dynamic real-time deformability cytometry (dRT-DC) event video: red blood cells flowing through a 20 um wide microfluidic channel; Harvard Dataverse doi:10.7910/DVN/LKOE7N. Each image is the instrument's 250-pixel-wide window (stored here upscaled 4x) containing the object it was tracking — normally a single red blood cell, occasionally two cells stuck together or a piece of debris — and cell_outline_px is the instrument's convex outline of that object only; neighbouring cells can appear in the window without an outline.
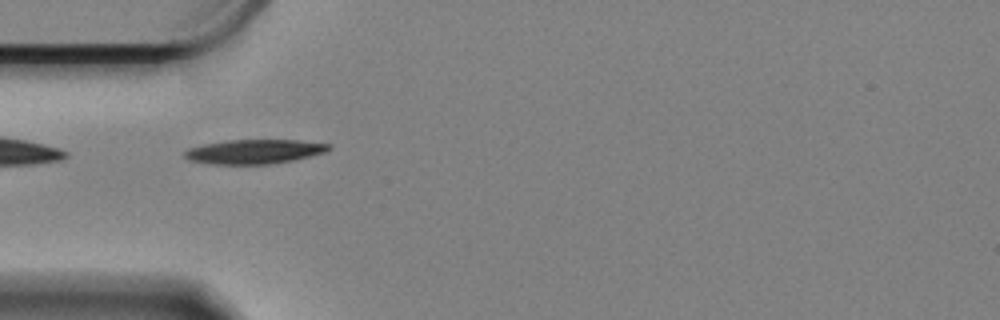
{"species": "Egyptian fruit bat (a non-hibernating species)", "species_latin": "Rousettus aegyptiacus", "temperature_condition": "cold", "stored_images_in_passage": 43, "camera_frame_rate_fps": 3000, "um_per_image_px": 0.085, "animal": {"sex": "female"}, "frame": {"image": 1, "passage_image": 1, "time_ms": 0.0, "image_size_px": [1000, 320], "cell_outline_px": [[332, 148], [324, 152], [292, 160], [268, 164], [216, 164], [192, 160], [184, 156], [184, 152], [188, 148], [204, 144], [224, 140], [300, 140], [332, 144]], "centroid_in_image_um": [21.64, 12.87], "position_along_channel_um": 63.4, "area_um2": 20.23}}
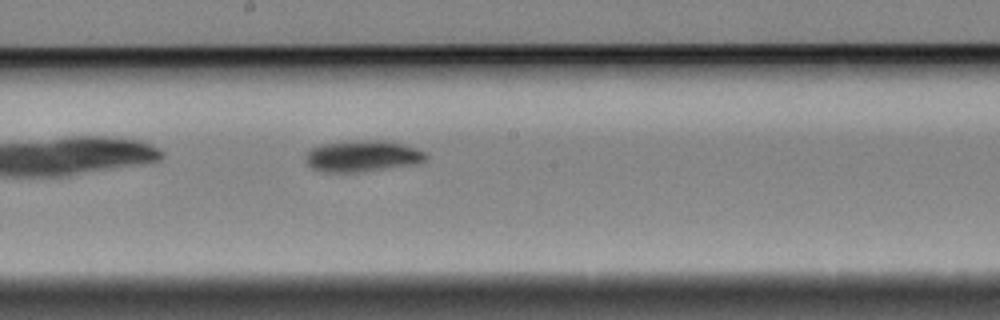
{"frame": {"image": 2, "passage_image": 15, "time_ms": 4.667, "image_size_px": [1000, 320], "cell_outline_px": [[428, 160], [420, 164], [360, 172], [324, 172], [312, 168], [308, 164], [308, 152], [312, 148], [320, 144], [356, 140], [388, 140], [416, 148], [424, 152], [428, 156]], "centroid_in_image_um": [30.9, 13.27], "position_along_channel_um": 217.3, "area_um2": 22.14}}
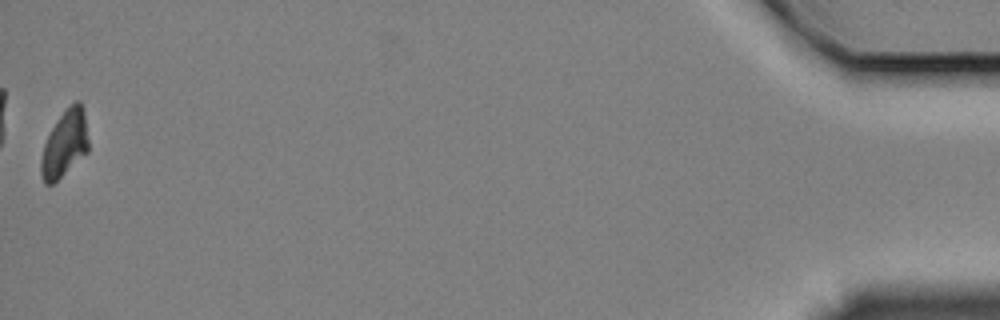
{"frame": {"image": 3, "passage_image": 43, "time_ms": 14.0, "image_size_px": [1000, 320], "cell_outline_px": [[88, 152], [52, 184], [44, 184], [40, 172], [40, 160], [44, 144], [52, 128], [64, 108], [76, 100], [80, 100], [84, 112], [88, 140]], "centroid_in_image_um": [5.49, 12.2], "position_along_channel_um": 429.7, "area_um2": 18.38}, "authors_computed_cell_mechanics": {"area_um2": 20.2878, "velocity_mm_per_s": 3.3027, "shape_relaxation_time_tau1_ms": 2.6301, "shape_relaxation_time_tau2_ms": null, "deformation_change_tau1": 0.1359, "deformation_change_tau2": null}}